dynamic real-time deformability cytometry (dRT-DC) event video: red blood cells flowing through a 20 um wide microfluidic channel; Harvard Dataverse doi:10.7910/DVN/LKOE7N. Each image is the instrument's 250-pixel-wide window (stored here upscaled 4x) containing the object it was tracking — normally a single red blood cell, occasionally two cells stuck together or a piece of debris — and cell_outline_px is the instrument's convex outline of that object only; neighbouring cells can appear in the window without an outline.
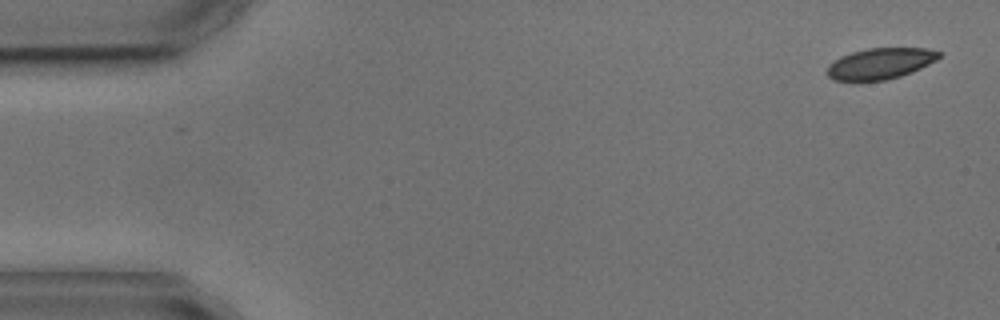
{"species": "common noctule bat (a hibernating species)", "species_latin": "Nyctalus noctula", "temperature_condition": "cold", "stored_images_in_passage": 9, "camera_frame_rate_fps": 3000, "um_per_image_px": 0.085, "animal": {"sex": "male", "body_mass_g": 17.9, "forearm_length_mm": 54.2}, "frame": {"image": 1, "passage_image": 1, "time_ms": 0.0, "image_size_px": [1000, 320], "cell_outline_px": [[940, 56], [936, 60], [912, 72], [900, 76], [884, 80], [836, 80], [828, 76], [828, 64], [840, 56], [852, 52], [868, 48], [928, 48], [940, 52]], "centroid_in_image_um": [74.83, 5.38], "position_along_channel_um": 10.2, "area_um2": 20.0}}
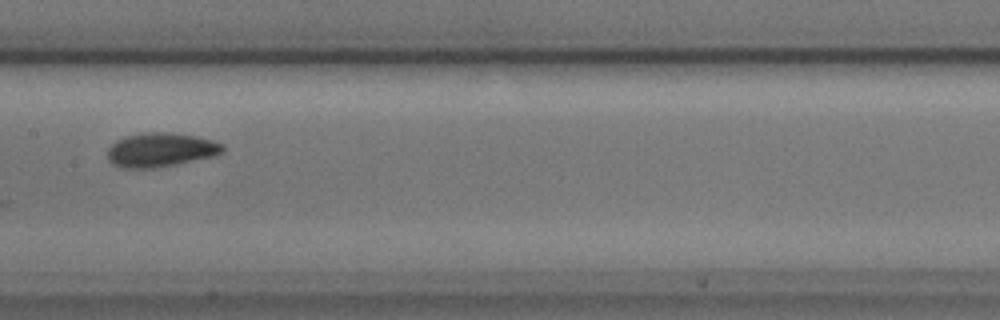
{"frame": {"image": 2, "passage_image": 7, "time_ms": 8.333, "image_size_px": [1000, 320], "cell_outline_px": [[224, 152], [212, 156], [176, 164], [156, 168], [120, 168], [112, 164], [108, 160], [108, 148], [116, 140], [128, 136], [144, 132], [172, 132], [196, 136], [212, 140], [224, 144]], "centroid_in_image_um": [13.65, 12.74], "position_along_channel_um": 193.8, "area_um2": 22.95}}
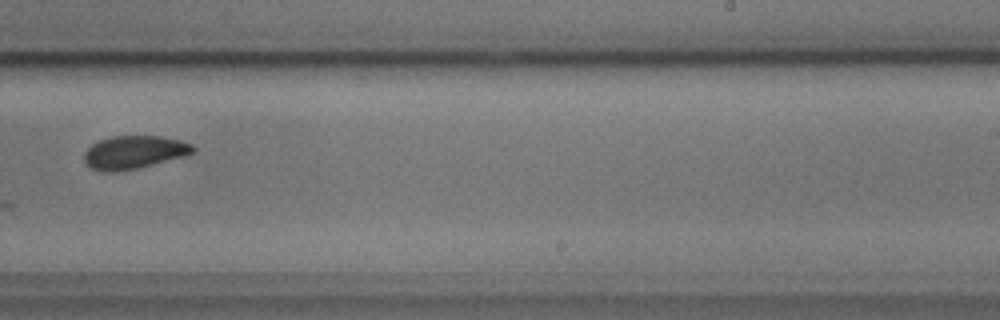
{"frame": {"image": 3, "passage_image": 9, "time_ms": 10.667, "image_size_px": [1000, 320], "cell_outline_px": [[196, 152], [184, 156], [136, 168], [116, 172], [100, 172], [84, 164], [84, 152], [92, 144], [100, 140], [112, 136], [160, 136], [180, 140], [192, 144], [196, 148]], "centroid_in_image_um": [11.38, 12.94], "position_along_channel_um": 277.6, "area_um2": 21.04}}